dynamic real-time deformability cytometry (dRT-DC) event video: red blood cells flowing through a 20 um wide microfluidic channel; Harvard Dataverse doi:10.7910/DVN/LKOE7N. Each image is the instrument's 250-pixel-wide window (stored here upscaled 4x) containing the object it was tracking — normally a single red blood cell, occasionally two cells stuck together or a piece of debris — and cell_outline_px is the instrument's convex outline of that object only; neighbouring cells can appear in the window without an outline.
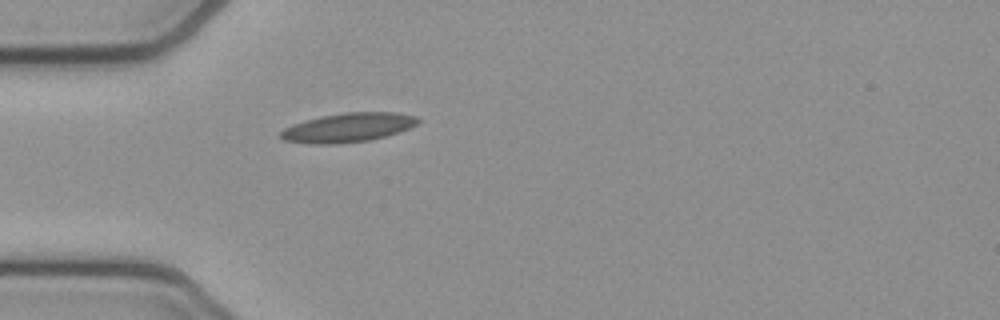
{"species": "common noctule bat (a hibernating species)", "species_latin": "Nyctalus noctula", "temperature_condition": "cold", "stored_images_in_passage": 39, "camera_frame_rate_fps": 3000, "um_per_image_px": 0.085, "animal": {"sex": "female", "body_mass_g": 21.9}, "frame": {"image": 1, "passage_image": 1, "time_ms": 0.0, "image_size_px": [1000, 320], "cell_outline_px": [[420, 120], [416, 124], [408, 128], [384, 136], [368, 140], [332, 144], [308, 144], [280, 140], [280, 132], [284, 128], [292, 124], [320, 116], [344, 112], [396, 112], [416, 116]], "centroid_in_image_um": [29.51, 10.84], "position_along_channel_um": 55.5, "area_um2": 23.24}}
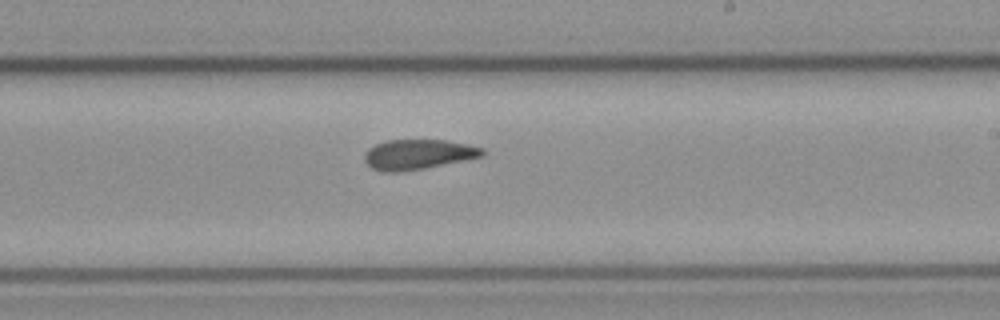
{"frame": {"image": 2, "passage_image": 17, "time_ms": 5.333, "image_size_px": [1000, 320], "cell_outline_px": [[484, 156], [424, 168], [400, 172], [384, 172], [372, 168], [364, 160], [364, 152], [368, 148], [384, 140], [444, 140], [468, 144], [484, 148]], "centroid_in_image_um": [35.51, 13.12], "position_along_channel_um": 253.5, "area_um2": 20.63}}
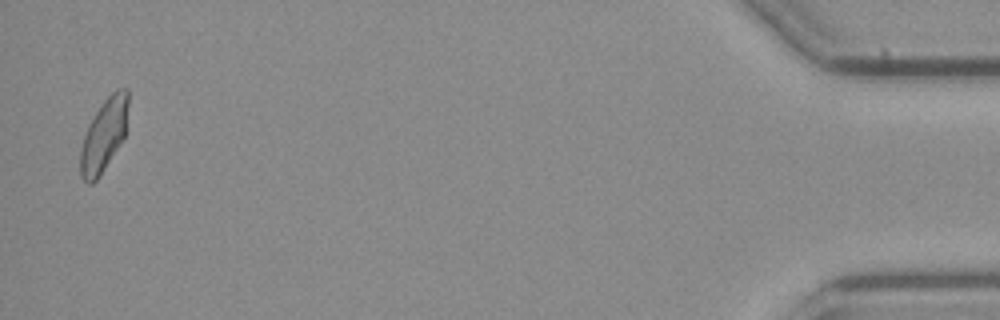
{"frame": {"image": 3, "passage_image": 38, "time_ms": 12.333, "image_size_px": [1000, 320], "cell_outline_px": [[128, 104], [124, 136], [100, 176], [92, 184], [88, 184], [80, 176], [80, 148], [88, 124], [104, 100], [116, 88], [128, 88]], "centroid_in_image_um": [8.81, 11.49], "position_along_channel_um": 426.4, "area_um2": 20.06}, "authors_computed_cell_mechanics": {"area_um2": 20.808, "velocity_mm_per_s": 3.8051, "shape_relaxation_time_tau1_ms": null, "shape_relaxation_time_tau2_ms": 1.3608, "deformation_change_tau1": null, "deformation_change_tau2": 0.0697}}